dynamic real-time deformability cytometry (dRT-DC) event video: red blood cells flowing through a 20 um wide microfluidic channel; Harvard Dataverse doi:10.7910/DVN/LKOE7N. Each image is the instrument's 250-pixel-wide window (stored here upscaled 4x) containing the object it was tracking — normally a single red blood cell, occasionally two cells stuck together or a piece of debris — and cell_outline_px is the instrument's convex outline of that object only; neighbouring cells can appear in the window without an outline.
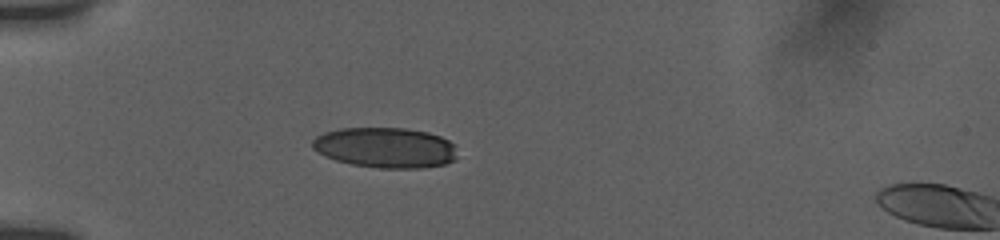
{"species": "human", "species_latin": "Homo sapiens", "temperature_condition": "room temperature", "stored_images_in_passage": 56, "camera_frame_rate_fps": 3000, "um_per_image_px": 0.085, "donor": {"sex": "female"}, "frame": {"image": 1, "passage_image": 1, "time_ms": 0.0, "image_size_px": [1000, 240], "cell_outline_px": [[456, 160], [444, 164], [424, 168], [380, 168], [352, 164], [336, 160], [324, 156], [312, 148], [312, 140], [316, 136], [324, 132], [340, 128], [404, 128], [428, 132], [440, 136], [448, 140], [452, 144], [456, 156]], "centroid_in_image_um": [32.73, 12.55], "position_along_channel_um": 52.3, "area_um2": 34.1}}
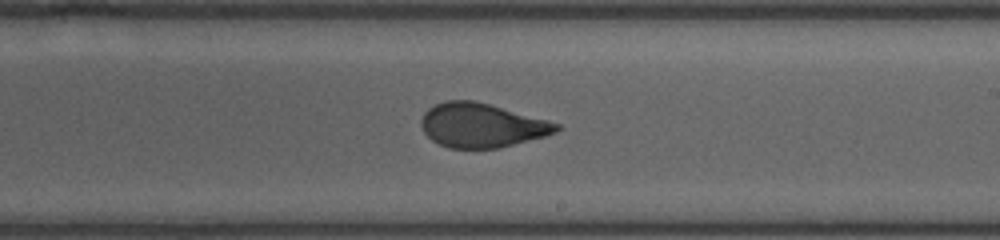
{"frame": {"image": 2, "passage_image": 23, "time_ms": 5.667, "image_size_px": [1000, 240], "cell_outline_px": [[560, 128], [556, 132], [544, 136], [496, 148], [448, 148], [432, 140], [424, 132], [420, 124], [420, 120], [424, 112], [428, 108], [444, 100], [472, 100], [488, 104], [548, 120], [560, 124]], "centroid_in_image_um": [40.9, 10.64], "position_along_channel_um": 248.1, "area_um2": 34.45}}
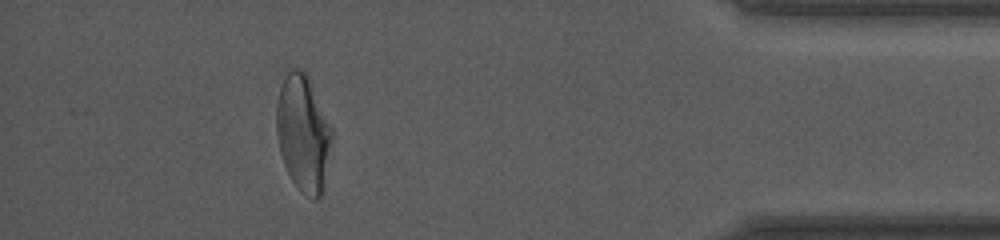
{"frame": {"image": 3, "passage_image": 46, "time_ms": 11.0, "image_size_px": [1000, 240], "cell_outline_px": [[332, 136], [324, 188], [320, 196], [316, 200], [312, 200], [304, 196], [296, 188], [284, 164], [280, 152], [276, 132], [276, 104], [280, 88], [288, 68], [300, 68], [308, 76], [332, 128]], "centroid_in_image_um": [25.76, 11.35], "position_along_channel_um": 409.4, "area_um2": 37.86}, "authors_computed_cell_mechanics": {"area_um2": 36.0383, "velocity_mm_per_s": 3.8331, "shape_relaxation_time_tau1_ms": 6.6909, "shape_relaxation_time_tau2_ms": 0.8464, "deformation_change_tau1": 0.2197, "deformation_change_tau2": 0.0709}}